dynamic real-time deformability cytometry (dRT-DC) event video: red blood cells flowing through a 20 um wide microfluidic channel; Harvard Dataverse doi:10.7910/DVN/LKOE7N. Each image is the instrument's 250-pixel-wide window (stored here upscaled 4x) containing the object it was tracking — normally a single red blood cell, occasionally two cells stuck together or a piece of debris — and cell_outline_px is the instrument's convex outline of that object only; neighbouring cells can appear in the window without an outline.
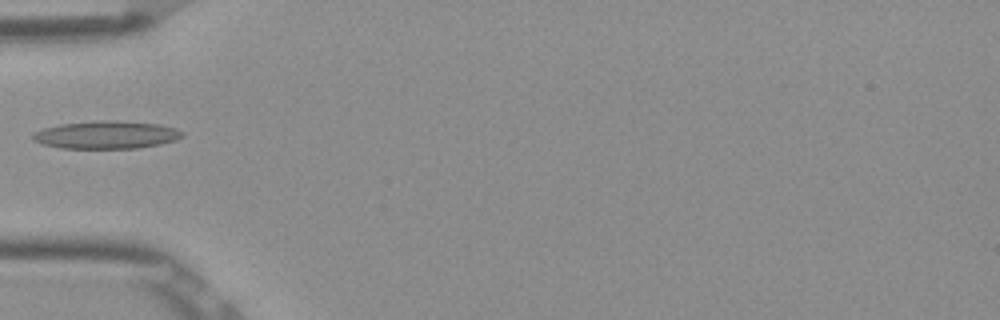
{"species": "Egyptian fruit bat (a non-hibernating species)", "species_latin": "Rousettus aegyptiacus", "temperature_condition": "room temperature", "stored_images_in_passage": 35, "camera_frame_rate_fps": 3000, "um_per_image_px": 0.085, "frame": {"image": 1, "passage_image": 1, "time_ms": 0.0, "image_size_px": [1000, 320], "cell_outline_px": [[184, 136], [176, 140], [160, 144], [136, 148], [60, 148], [44, 144], [32, 140], [32, 132], [44, 128], [60, 124], [96, 120], [116, 120], [160, 124], [176, 128], [184, 132]], "centroid_in_image_um": [9.05, 11.45], "position_along_channel_um": 76.0, "area_um2": 24.39}}
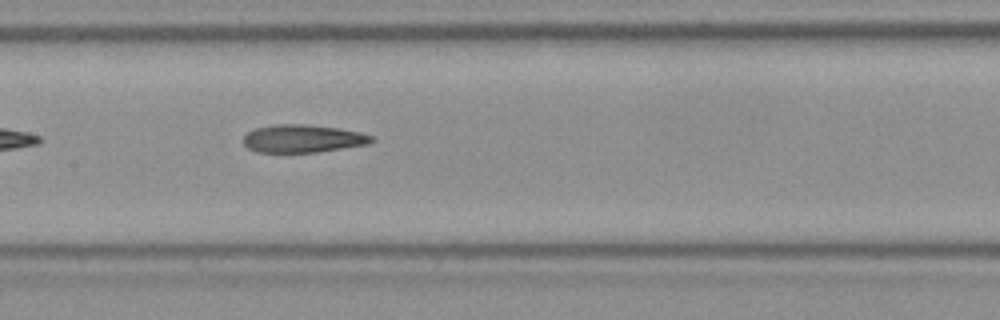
{"frame": {"image": 2, "passage_image": 9, "time_ms": 2.667, "image_size_px": [1000, 320], "cell_outline_px": [[376, 140], [368, 144], [316, 152], [256, 152], [248, 148], [244, 144], [244, 136], [248, 132], [256, 128], [276, 124], [304, 124], [336, 128], [360, 132], [376, 136]], "centroid_in_image_um": [25.77, 11.78], "position_along_channel_um": 181.6, "area_um2": 20.75}}
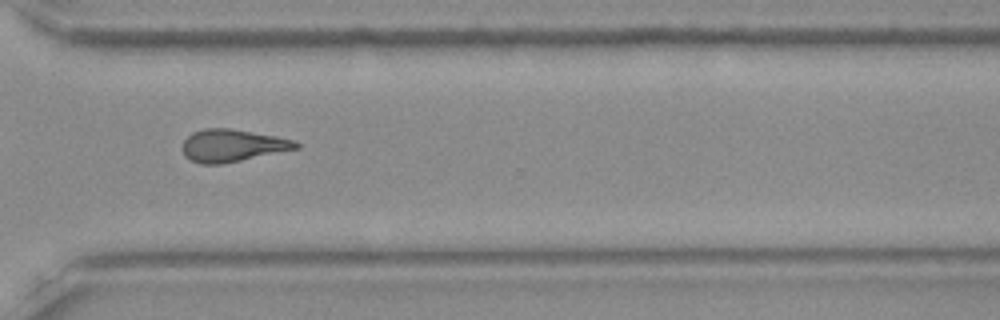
{"frame": {"image": 3, "passage_image": 22, "time_ms": 7.0, "image_size_px": [1000, 320], "cell_outline_px": [[300, 148], [224, 164], [200, 164], [184, 156], [184, 140], [192, 132], [204, 128], [228, 128], [276, 136], [296, 140], [300, 144]], "centroid_in_image_um": [19.78, 12.37], "position_along_channel_um": 350.8, "area_um2": 21.44}}